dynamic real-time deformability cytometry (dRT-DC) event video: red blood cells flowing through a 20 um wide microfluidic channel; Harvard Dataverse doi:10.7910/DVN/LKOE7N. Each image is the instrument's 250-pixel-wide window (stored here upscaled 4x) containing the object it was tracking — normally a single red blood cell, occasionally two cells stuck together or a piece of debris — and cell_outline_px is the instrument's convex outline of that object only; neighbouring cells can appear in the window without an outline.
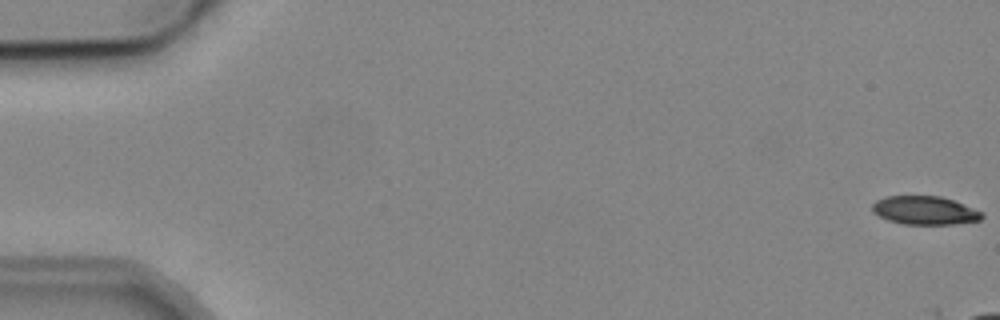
{"species": "common noctule bat (a hibernating species)", "species_latin": "Nyctalus noctula", "temperature_condition": "cold", "stored_images_in_passage": 7, "camera_frame_rate_fps": 3000, "um_per_image_px": 0.085, "animal": {"sex": "male", "body_mass_g": 19.2, "forearm_length_mm": 51.8}, "frame": {"image": 1, "passage_image": 1, "time_ms": 0.0, "image_size_px": [1000, 320], "cell_outline_px": [[984, 216], [980, 220], [952, 224], [904, 224], [888, 220], [872, 212], [872, 204], [876, 200], [888, 196], [940, 196], [952, 200], [984, 212]], "centroid_in_image_um": [78.6, 17.88], "position_along_channel_um": 6.4, "area_um2": 18.09}}